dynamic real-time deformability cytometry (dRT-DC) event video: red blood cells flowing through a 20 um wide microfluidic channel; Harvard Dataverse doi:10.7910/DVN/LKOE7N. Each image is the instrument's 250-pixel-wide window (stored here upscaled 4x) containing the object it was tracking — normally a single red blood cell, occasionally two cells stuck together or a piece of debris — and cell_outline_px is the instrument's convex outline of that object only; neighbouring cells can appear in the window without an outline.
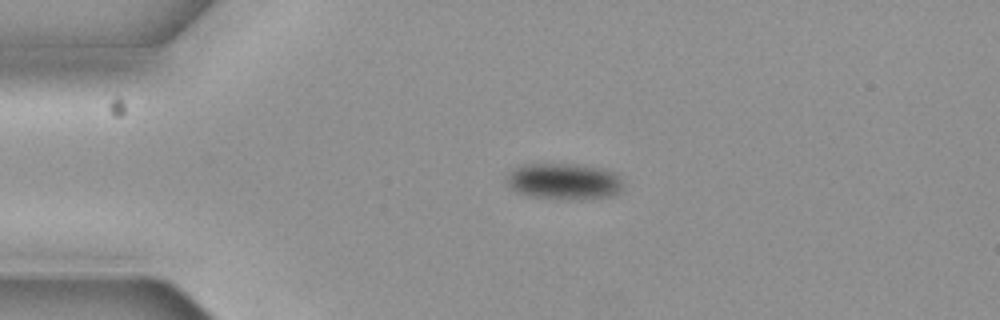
{"species": "common noctule bat (a hibernating species)", "species_latin": "Nyctalus noctula", "temperature_condition": "cold", "stored_images_in_passage": 3, "camera_frame_rate_fps": 3000, "um_per_image_px": 0.085, "animal": {"sex": "female", "body_mass_g": 19.3, "forearm_length_mm": 54.1}, "frame": {"image": 1, "passage_image": 3, "time_ms": 0.667, "image_size_px": [1000, 320], "cell_outline_px": [[624, 188], [620, 192], [612, 196], [580, 200], [568, 200], [528, 196], [516, 192], [504, 180], [504, 176], [512, 168], [524, 164], [576, 164], [600, 168], [616, 172], [620, 176], [624, 184]], "centroid_in_image_um": [47.94, 15.43], "position_along_channel_um": 37.1, "area_um2": 25.37}}